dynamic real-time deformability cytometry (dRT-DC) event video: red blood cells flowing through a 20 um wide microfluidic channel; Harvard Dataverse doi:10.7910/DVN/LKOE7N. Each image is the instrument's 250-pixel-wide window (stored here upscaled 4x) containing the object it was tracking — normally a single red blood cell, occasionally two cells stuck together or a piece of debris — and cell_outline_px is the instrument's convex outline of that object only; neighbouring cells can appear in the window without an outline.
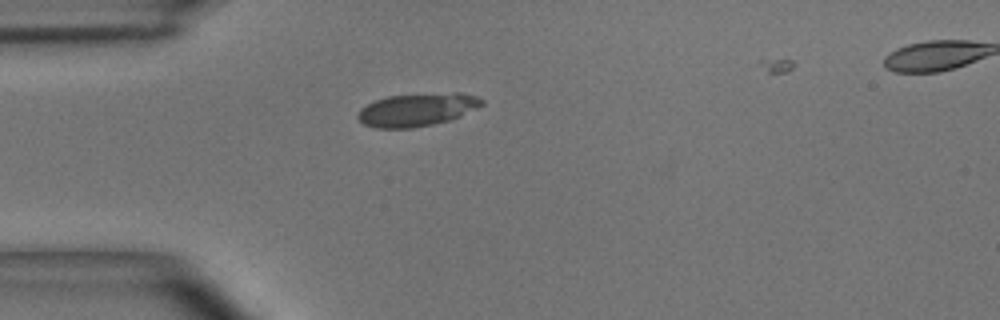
{"species": "common noctule bat (a hibernating species)", "species_latin": "Nyctalus noctula", "temperature_condition": "room temperature", "stored_images_in_passage": 2, "camera_frame_rate_fps": 3000, "um_per_image_px": 0.085, "animal": {"sex": "male", "body_mass_g": 15.6}, "frame": {"image": 1, "passage_image": 1, "time_ms": 0.0, "image_size_px": [1000, 320], "cell_outline_px": [[484, 104], [452, 120], [412, 128], [376, 128], [364, 124], [356, 116], [360, 108], [376, 100], [388, 96], [452, 92], [460, 92], [476, 96], [484, 100]], "centroid_in_image_um": [35.47, 9.32], "position_along_channel_um": 49.5, "area_um2": 23.81}}